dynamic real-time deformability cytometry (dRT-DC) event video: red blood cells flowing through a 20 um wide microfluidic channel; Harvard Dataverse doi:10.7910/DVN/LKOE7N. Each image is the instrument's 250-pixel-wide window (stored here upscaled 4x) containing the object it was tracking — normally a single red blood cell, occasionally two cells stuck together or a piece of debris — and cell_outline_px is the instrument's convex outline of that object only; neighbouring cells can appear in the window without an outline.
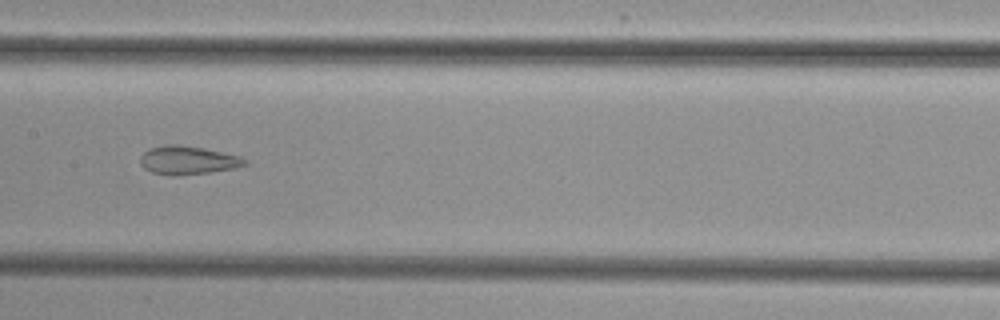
{"species": "common noctule bat (a hibernating species)", "species_latin": "Nyctalus noctula", "temperature_condition": "cold", "stored_images_in_passage": 9, "camera_frame_rate_fps": 3000, "um_per_image_px": 0.085, "animal": {"sex": "female", "body_mass_g": 29.2, "forearm_length_mm": 56.3}, "frame": {"image": 1, "passage_image": 7, "time_ms": 8.0, "image_size_px": [1000, 320], "cell_outline_px": [[248, 164], [236, 168], [212, 172], [152, 172], [144, 168], [140, 164], [140, 156], [148, 148], [164, 144], [180, 144], [204, 148], [240, 156], [248, 160]], "centroid_in_image_um": [16.01, 13.55], "position_along_channel_um": 191.4, "area_um2": 16.76}}
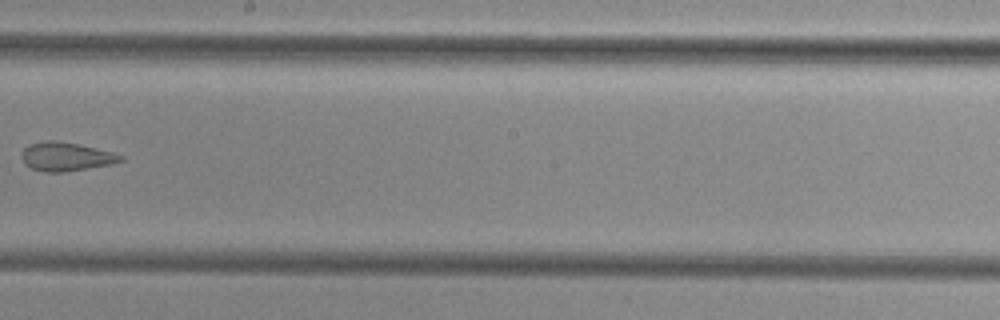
{"frame": {"image": 2, "passage_image": 8, "time_ms": 9.333, "image_size_px": [1000, 320], "cell_outline_px": [[124, 160], [112, 164], [64, 172], [44, 172], [32, 168], [24, 164], [20, 156], [24, 148], [32, 144], [48, 140], [56, 140], [80, 144], [112, 152], [124, 156]], "centroid_in_image_um": [5.61, 13.31], "position_along_channel_um": 242.6, "area_um2": 16.59}}
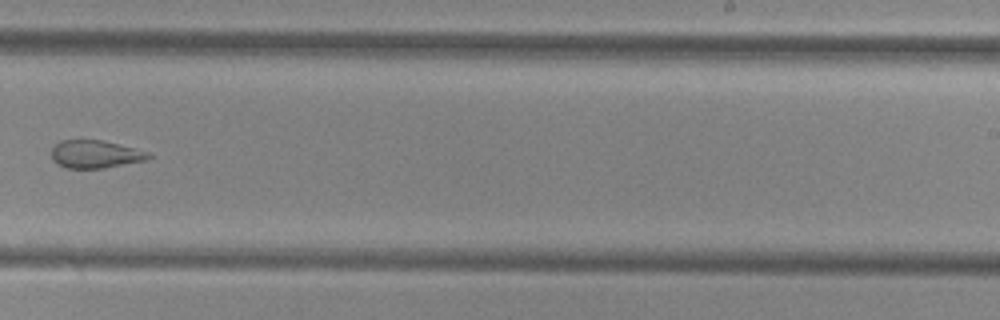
{"frame": {"image": 3, "passage_image": 9, "time_ms": 10.333, "image_size_px": [1000, 320], "cell_outline_px": [[156, 156], [148, 160], [104, 168], [64, 168], [56, 164], [52, 160], [52, 148], [60, 140], [104, 140], [152, 152]], "centroid_in_image_um": [8.17, 13.11], "position_along_channel_um": 280.8, "area_um2": 16.18}}